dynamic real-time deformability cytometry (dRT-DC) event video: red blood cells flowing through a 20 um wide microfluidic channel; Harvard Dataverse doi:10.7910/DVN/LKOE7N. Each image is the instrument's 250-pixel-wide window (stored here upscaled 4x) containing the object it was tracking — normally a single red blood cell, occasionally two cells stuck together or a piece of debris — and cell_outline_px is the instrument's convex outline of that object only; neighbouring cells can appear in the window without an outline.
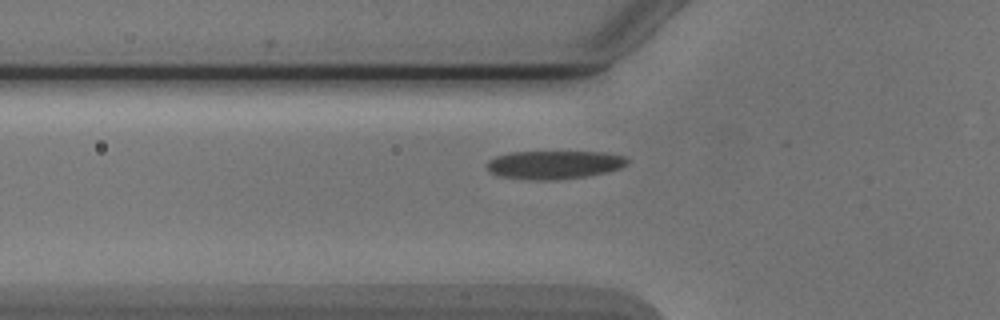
{"species": "Egyptian fruit bat (a non-hibernating species)", "species_latin": "Rousettus aegyptiacus", "temperature_condition": "cold", "stored_images_in_passage": 2, "camera_frame_rate_fps": 3000, "um_per_image_px": 0.085, "animal": {"sex": "male"}, "frame": {"image": 1, "passage_image": 2, "time_ms": 2.0, "image_size_px": [1000, 320], "cell_outline_px": [[628, 164], [620, 168], [604, 172], [584, 176], [560, 180], [532, 180], [500, 176], [488, 172], [488, 160], [496, 156], [512, 152], [604, 152], [624, 156], [628, 160]], "centroid_in_image_um": [47.09, 14.0], "position_along_channel_um": 78.7, "area_um2": 23.12}}